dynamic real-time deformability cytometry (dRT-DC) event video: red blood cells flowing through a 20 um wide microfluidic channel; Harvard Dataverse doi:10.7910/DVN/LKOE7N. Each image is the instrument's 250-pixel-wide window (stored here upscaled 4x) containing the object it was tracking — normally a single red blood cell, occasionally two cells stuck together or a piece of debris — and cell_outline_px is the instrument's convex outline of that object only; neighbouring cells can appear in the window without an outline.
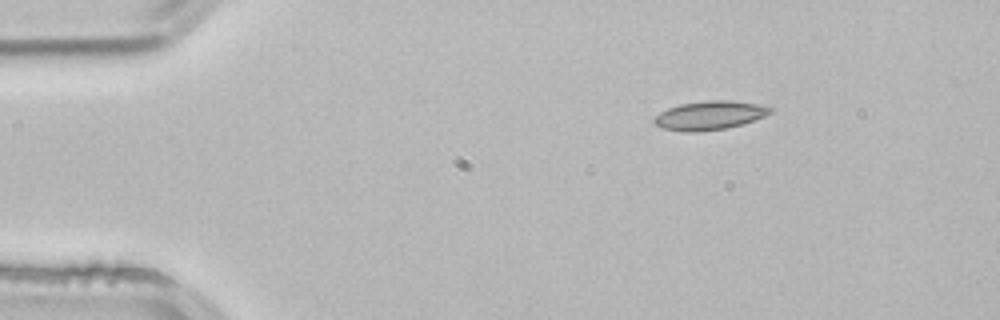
{"species": "common noctule bat (a hibernating species)", "species_latin": "Nyctalus noctula", "temperature_condition": "room temperature", "stored_images_in_passage": 3, "camera_frame_rate_fps": 3000, "um_per_image_px": 0.085, "animal": {"sex": "male", "body_mass_g": 21.5, "forearm_length_mm": 52.0}, "frame": {"image": 1, "passage_image": 1, "time_ms": 0.0, "image_size_px": [1000, 320], "cell_outline_px": [[776, 108], [772, 112], [764, 116], [740, 124], [724, 128], [692, 132], [684, 132], [664, 128], [656, 124], [652, 120], [660, 112], [668, 108], [680, 104], [708, 100], [728, 100], [756, 104]], "centroid_in_image_um": [60.31, 9.79], "position_along_channel_um": 24.7, "area_um2": 19.13}}
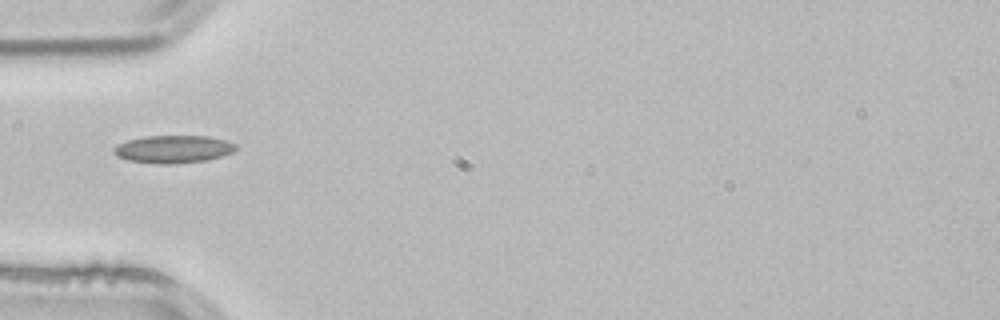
{"frame": {"image": 2, "passage_image": 3, "time_ms": 0.667, "image_size_px": [1000, 320], "cell_outline_px": [[236, 148], [232, 152], [220, 156], [204, 160], [172, 164], [160, 164], [128, 160], [116, 156], [116, 144], [128, 140], [144, 136], [208, 136], [224, 140], [236, 144]], "centroid_in_image_um": [14.72, 12.67], "position_along_channel_um": 70.3, "area_um2": 19.36}}